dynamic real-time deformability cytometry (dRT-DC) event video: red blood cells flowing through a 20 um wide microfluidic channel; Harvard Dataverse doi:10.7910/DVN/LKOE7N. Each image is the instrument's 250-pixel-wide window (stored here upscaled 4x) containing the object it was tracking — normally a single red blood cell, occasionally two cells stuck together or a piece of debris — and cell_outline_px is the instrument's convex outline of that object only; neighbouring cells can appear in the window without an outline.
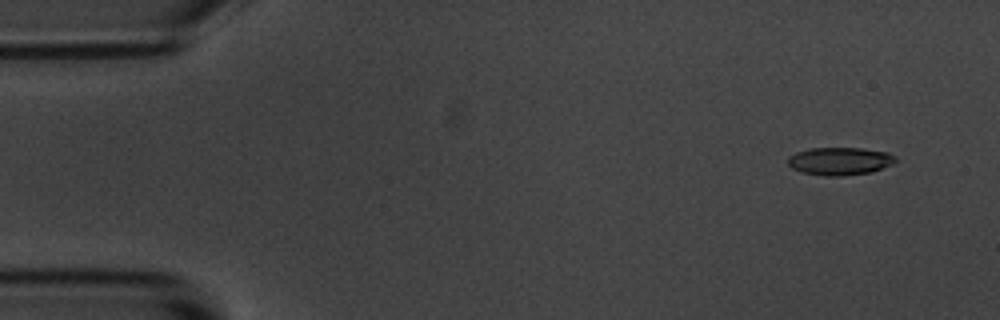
{"species": "common noctule bat (a hibernating species)", "species_latin": "Nyctalus noctula", "temperature_condition": "room temperature", "stored_images_in_passage": 54, "camera_frame_rate_fps": 3000, "um_per_image_px": 0.085, "animal": {"sex": "male", "body_mass_g": 20.1, "forearm_length_mm": 53.5}, "frame": {"image": 1, "passage_image": 4, "time_ms": 1.0, "image_size_px": [1000, 320], "cell_outline_px": [[896, 160], [892, 164], [872, 172], [844, 176], [824, 176], [800, 172], [792, 168], [788, 164], [788, 156], [796, 152], [808, 148], [864, 148], [888, 152]], "centroid_in_image_um": [71.35, 13.7], "position_along_channel_um": 13.7, "area_um2": 17.57}}
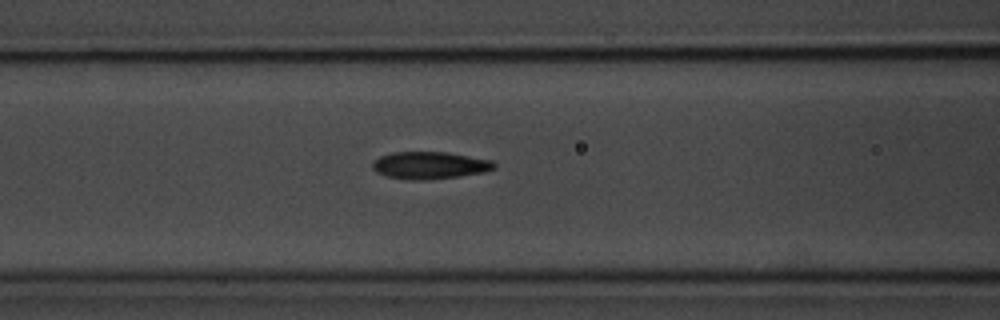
{"frame": {"image": 2, "passage_image": 22, "time_ms": 7.0, "image_size_px": [1000, 320], "cell_outline_px": [[496, 168], [484, 172], [460, 176], [424, 180], [408, 180], [388, 176], [376, 172], [372, 168], [372, 164], [380, 156], [392, 152], [444, 152], [492, 160], [496, 164]], "centroid_in_image_um": [36.53, 14.05], "position_along_channel_um": 130.1, "area_um2": 19.25}}
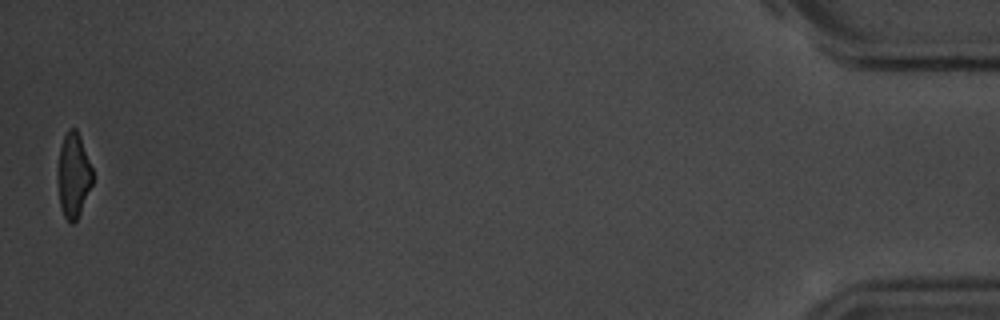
{"frame": {"image": 3, "passage_image": 54, "time_ms": 17.667, "image_size_px": [1000, 320], "cell_outline_px": [[92, 184], [80, 212], [76, 220], [72, 224], [64, 216], [60, 208], [56, 176], [60, 148], [64, 136], [68, 128], [76, 128], [80, 136], [92, 168]], "centroid_in_image_um": [6.21, 14.89], "position_along_channel_um": 429.0, "area_um2": 17.22}, "authors_computed_cell_mechanics": {"area_um2": 18.7561, "velocity_mm_per_s": 3.6944, "shape_relaxation_time_tau1_ms": 3.2105, "shape_relaxation_time_tau2_ms": 1.6904, "deformation_change_tau1": 0.1489, "deformation_change_tau2": 0.0818}}